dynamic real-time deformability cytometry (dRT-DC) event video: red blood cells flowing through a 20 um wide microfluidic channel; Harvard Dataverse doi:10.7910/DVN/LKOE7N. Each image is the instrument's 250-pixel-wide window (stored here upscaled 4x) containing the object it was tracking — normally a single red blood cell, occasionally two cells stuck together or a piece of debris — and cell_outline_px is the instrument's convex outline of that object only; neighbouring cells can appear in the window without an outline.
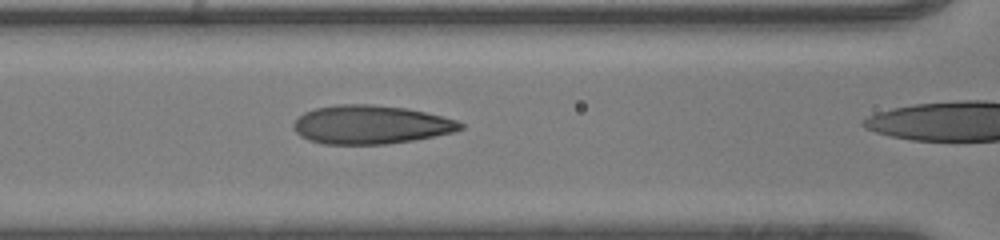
{"species": "human", "species_latin": "Homo sapiens", "temperature_condition": "room temperature", "stored_images_in_passage": 25, "camera_frame_rate_fps": 3000, "um_per_image_px": 0.085, "donor": {"sex": "male"}, "frame": {"image": 1, "passage_image": 24, "time_ms": 7.667, "image_size_px": [1000, 240], "cell_outline_px": [[464, 128], [452, 132], [412, 140], [384, 144], [324, 144], [308, 140], [300, 136], [292, 128], [292, 124], [304, 112], [316, 108], [336, 104], [368, 104], [404, 108], [424, 112], [456, 120], [464, 124]], "centroid_in_image_um": [31.46, 10.6], "position_along_channel_um": 135.1, "area_um2": 37.28}}